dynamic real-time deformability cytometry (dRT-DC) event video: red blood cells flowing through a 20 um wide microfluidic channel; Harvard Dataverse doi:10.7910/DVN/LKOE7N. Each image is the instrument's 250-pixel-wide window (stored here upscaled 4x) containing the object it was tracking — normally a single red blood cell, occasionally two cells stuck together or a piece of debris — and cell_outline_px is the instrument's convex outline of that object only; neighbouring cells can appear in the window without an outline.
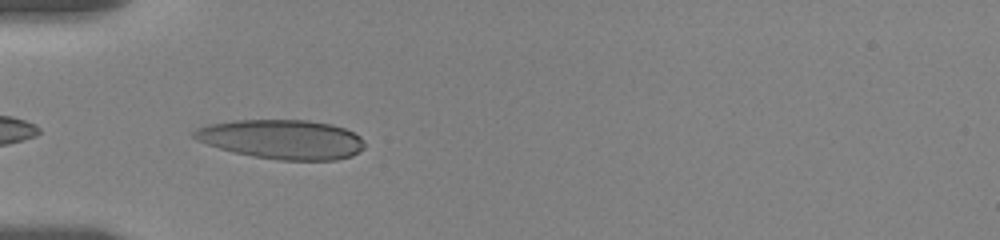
{"species": "human", "species_latin": "Homo sapiens", "temperature_condition": "room temperature", "stored_images_in_passage": 39, "camera_frame_rate_fps": 3000, "um_per_image_px": 0.085, "donor": {"sex": "female"}, "frame": {"image": 1, "passage_image": 2, "time_ms": 0.333, "image_size_px": [1000, 240], "cell_outline_px": [[364, 148], [352, 156], [336, 160], [280, 160], [252, 156], [232, 152], [196, 140], [192, 136], [192, 132], [196, 128], [208, 124], [232, 120], [308, 120], [332, 124], [344, 128], [360, 136], [364, 140]], "centroid_in_image_um": [23.96, 11.84], "position_along_channel_um": 61.0, "area_um2": 39.3}}
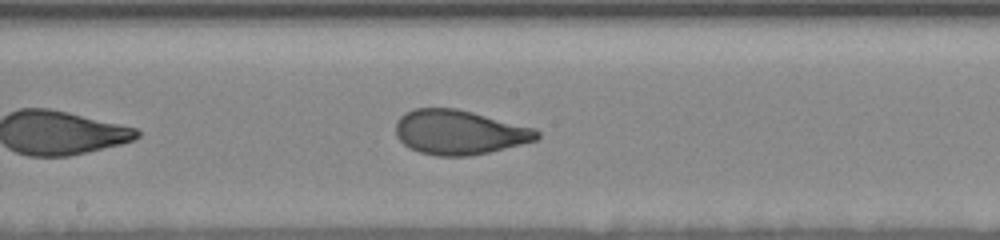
{"frame": {"image": 2, "passage_image": 15, "time_ms": 4.667, "image_size_px": [1000, 240], "cell_outline_px": [[540, 136], [536, 140], [488, 152], [468, 156], [436, 156], [420, 152], [408, 148], [396, 136], [396, 120], [404, 112], [416, 108], [456, 108], [536, 128], [540, 132]], "centroid_in_image_um": [39.01, 11.24], "position_along_channel_um": 209.2, "area_um2": 36.65}}
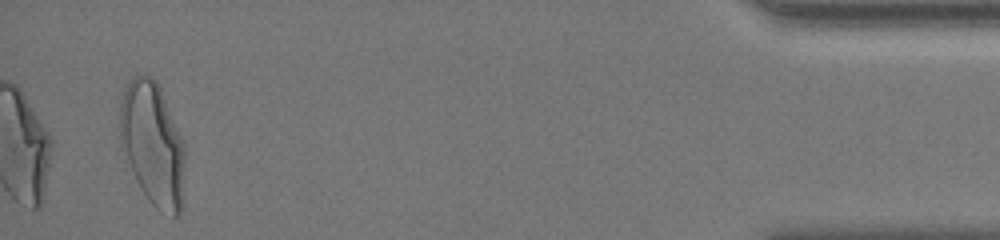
{"frame": {"image": 3, "passage_image": 39, "time_ms": 12.667, "image_size_px": [1000, 240], "cell_outline_px": [[184, 164], [180, 216], [172, 216], [160, 212], [148, 200], [128, 160], [120, 140], [120, 100], [128, 84], [136, 76], [152, 76], [156, 80], [160, 88], [184, 144]], "centroid_in_image_um": [12.99, 12.24], "position_along_channel_um": 422.2, "area_um2": 45.55}, "authors_computed_cell_mechanics": {"area_um2": 36.992, "velocity_mm_per_s": 3.5226, "shape_relaxation_time_tau1_ms": 5.7493, "shape_relaxation_time_tau2_ms": 0.8277, "deformation_change_tau1": 0.2028, "deformation_change_tau2": 0.0709}}